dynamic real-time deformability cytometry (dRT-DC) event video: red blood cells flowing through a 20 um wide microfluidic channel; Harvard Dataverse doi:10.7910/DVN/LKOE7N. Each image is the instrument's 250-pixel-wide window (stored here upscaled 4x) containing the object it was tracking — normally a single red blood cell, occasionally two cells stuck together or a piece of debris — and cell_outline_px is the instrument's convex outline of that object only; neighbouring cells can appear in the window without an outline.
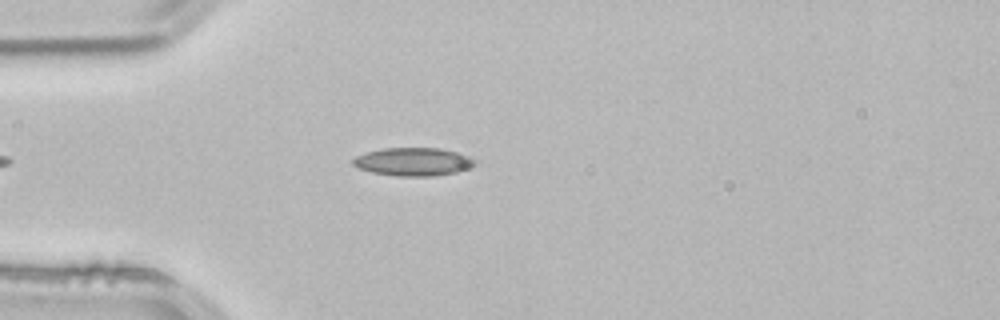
{"species": "common noctule bat (a hibernating species)", "species_latin": "Nyctalus noctula", "temperature_condition": "room temperature", "stored_images_in_passage": 41, "camera_frame_rate_fps": 3000, "um_per_image_px": 0.085, "animal": {"sex": "male", "body_mass_g": 21.5, "forearm_length_mm": 52.0}, "frame": {"image": 1, "passage_image": 8, "time_ms": 2.333, "image_size_px": [1000, 320], "cell_outline_px": [[476, 164], [468, 168], [456, 172], [432, 176], [396, 176], [372, 172], [360, 168], [352, 164], [352, 160], [356, 156], [368, 152], [384, 148], [440, 148], [460, 152], [476, 160]], "centroid_in_image_um": [35.15, 13.74], "position_along_channel_um": 49.8, "area_um2": 19.94}}
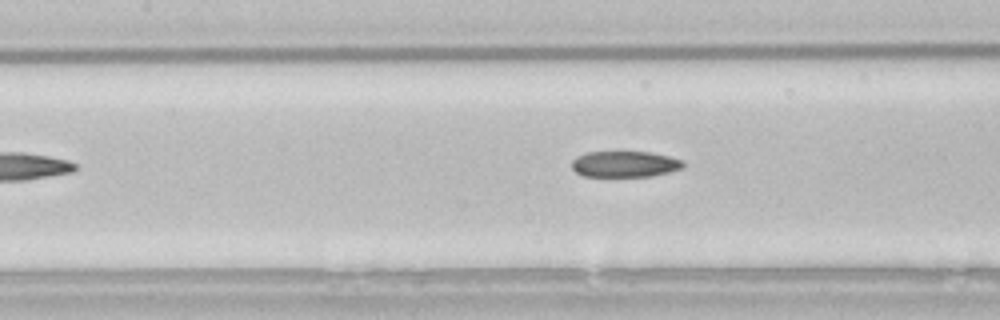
{"frame": {"image": 2, "passage_image": 17, "time_ms": 5.333, "image_size_px": [1000, 320], "cell_outline_px": [[684, 168], [652, 176], [584, 176], [576, 172], [572, 168], [572, 160], [576, 156], [584, 152], [648, 152], [672, 156], [684, 160]], "centroid_in_image_um": [53.13, 13.94], "position_along_channel_um": 154.3, "area_um2": 17.05}}
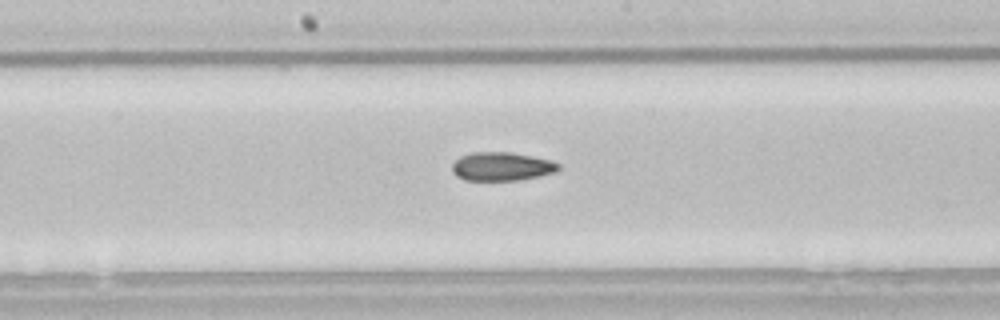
{"frame": {"image": 3, "passage_image": 21, "time_ms": 6.667, "image_size_px": [1000, 320], "cell_outline_px": [[560, 168], [556, 172], [540, 176], [520, 180], [464, 180], [456, 176], [452, 172], [452, 164], [460, 156], [472, 152], [512, 152], [552, 160], [560, 164]], "centroid_in_image_um": [42.66, 14.15], "position_along_channel_um": 205.5, "area_um2": 17.92}, "authors_computed_cell_mechanics": {"area_um2": 17.918, "velocity_mm_per_s": 3.8422, "shape_relaxation_time_tau1_ms": 6.4098, "shape_relaxation_time_tau2_ms": 4.9431, "deformation_change_tau1": 0.1552, "deformation_change_tau2": 0.1246}}